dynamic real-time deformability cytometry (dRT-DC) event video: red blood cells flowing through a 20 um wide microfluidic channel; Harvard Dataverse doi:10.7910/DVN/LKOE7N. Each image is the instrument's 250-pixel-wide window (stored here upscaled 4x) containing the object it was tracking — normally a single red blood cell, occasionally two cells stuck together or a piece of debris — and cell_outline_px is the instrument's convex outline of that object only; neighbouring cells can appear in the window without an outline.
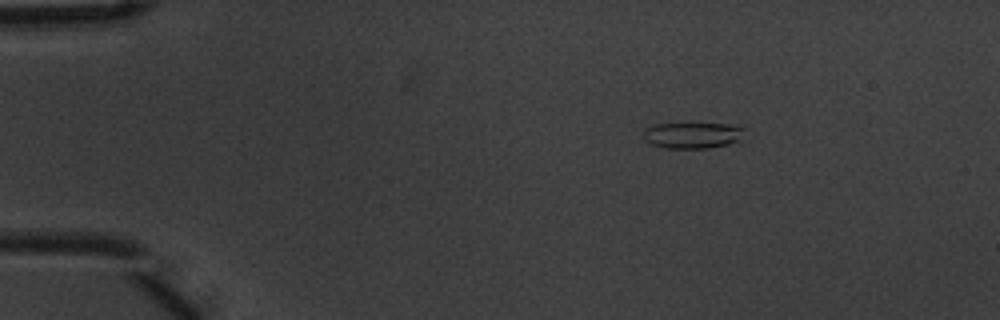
{"species": "common noctule bat (a hibernating species)", "species_latin": "Nyctalus noctula", "temperature_condition": "warm", "stored_images_in_passage": 3, "camera_frame_rate_fps": 3000, "um_per_image_px": 0.085, "animal": {"sex": "male", "body_mass_g": 20.1, "forearm_length_mm": 53.5}, "frame": {"image": 1, "passage_image": 1, "time_ms": 0.0, "image_size_px": [1000, 320], "cell_outline_px": [[748, 140], [708, 148], [668, 148], [652, 144], [644, 140], [644, 128], [652, 124], [688, 120], [736, 124], [744, 128]], "centroid_in_image_um": [58.97, 11.42], "position_along_channel_um": 26.0, "area_um2": 16.99}}